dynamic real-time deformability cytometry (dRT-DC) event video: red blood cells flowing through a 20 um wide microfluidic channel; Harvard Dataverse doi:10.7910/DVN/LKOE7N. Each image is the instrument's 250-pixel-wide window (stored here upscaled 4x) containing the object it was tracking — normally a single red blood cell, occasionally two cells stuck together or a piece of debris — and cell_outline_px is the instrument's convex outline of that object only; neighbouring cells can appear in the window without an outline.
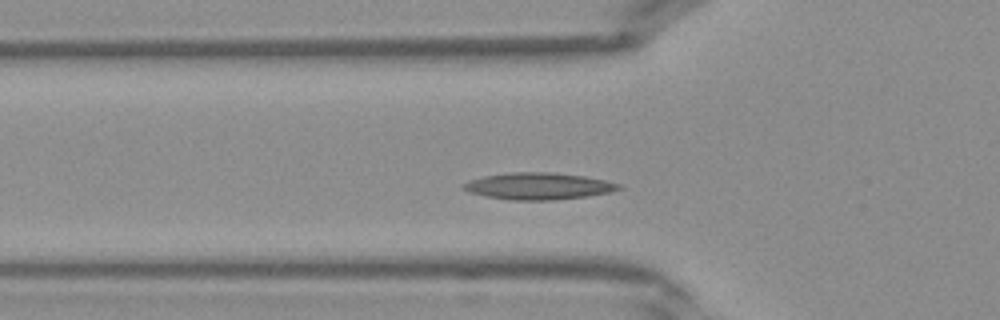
{"species": "Egyptian fruit bat (a non-hibernating species)", "species_latin": "Rousettus aegyptiacus", "temperature_condition": "warm", "stored_images_in_passage": 37, "camera_frame_rate_fps": 3000, "um_per_image_px": 0.085, "frame": {"image": 1, "passage_image": 9, "time_ms": 2.667, "image_size_px": [1000, 320], "cell_outline_px": [[624, 188], [608, 192], [588, 196], [552, 200], [512, 200], [488, 196], [468, 192], [460, 188], [460, 184], [484, 176], [508, 172], [552, 172], [584, 176], [604, 180], [620, 184]], "centroid_in_image_um": [45.74, 15.81], "position_along_channel_um": 80.1, "area_um2": 24.22}}
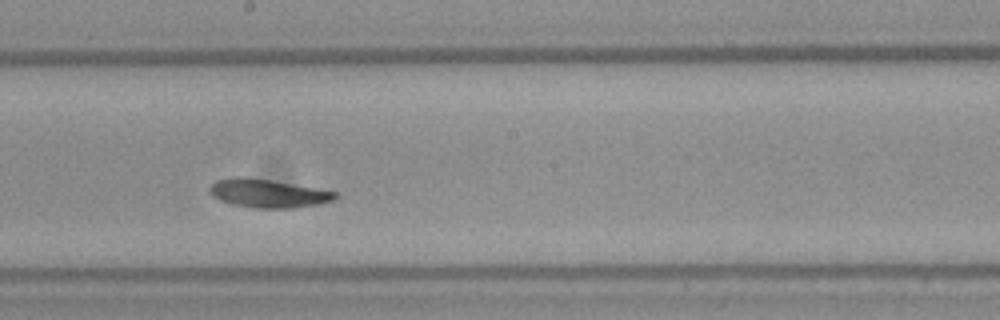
{"frame": {"image": 2, "passage_image": 18, "time_ms": 5.667, "image_size_px": [1000, 320], "cell_outline_px": [[340, 196], [332, 200], [320, 204], [296, 208], [252, 208], [232, 204], [220, 200], [208, 188], [216, 180], [236, 176], [248, 176], [272, 180], [340, 192]], "centroid_in_image_um": [22.84, 16.43], "position_along_channel_um": 225.4, "area_um2": 21.04}}
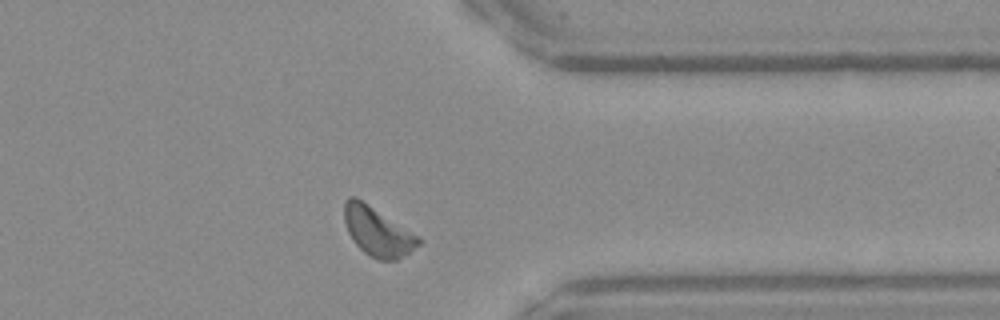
{"frame": {"image": 3, "passage_image": 28, "time_ms": 9.0, "image_size_px": [1000, 320], "cell_outline_px": [[424, 240], [420, 244], [396, 260], [380, 260], [368, 256], [352, 240], [348, 232], [344, 220], [344, 200], [348, 196], [356, 196], [420, 236]], "centroid_in_image_um": [32.09, 19.66], "position_along_channel_um": 379.3, "area_um2": 21.33}}